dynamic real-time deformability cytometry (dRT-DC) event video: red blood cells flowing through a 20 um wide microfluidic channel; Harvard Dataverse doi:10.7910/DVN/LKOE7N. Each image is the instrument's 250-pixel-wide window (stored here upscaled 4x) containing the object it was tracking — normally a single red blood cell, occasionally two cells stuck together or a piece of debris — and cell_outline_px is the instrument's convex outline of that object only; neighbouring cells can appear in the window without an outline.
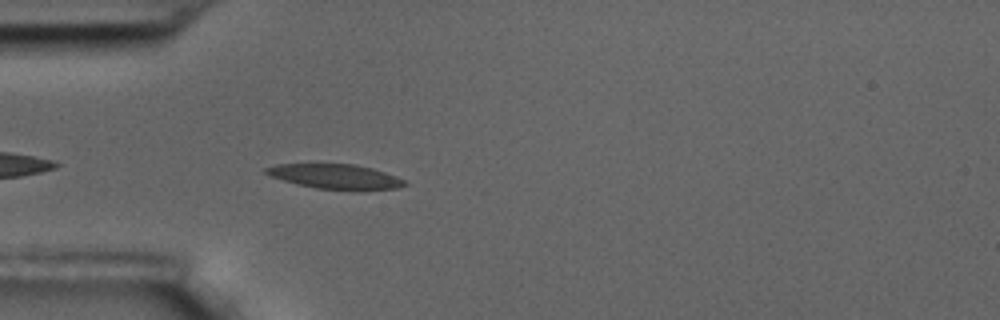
{"species": "common noctule bat (a hibernating species)", "species_latin": "Nyctalus noctula", "temperature_condition": "room temperature", "stored_images_in_passage": 42, "camera_frame_rate_fps": 3000, "um_per_image_px": 0.085, "animal": {"sex": "male", "body_mass_g": 17.5, "forearm_length_mm": 52.3}, "frame": {"image": 1, "passage_image": 3, "time_ms": 0.667, "image_size_px": [1000, 320], "cell_outline_px": [[408, 184], [396, 188], [316, 188], [268, 176], [264, 172], [264, 168], [276, 164], [356, 164], [372, 168], [396, 176], [404, 180]], "centroid_in_image_um": [28.43, 14.96], "position_along_channel_um": 56.6, "area_um2": 19.19}}
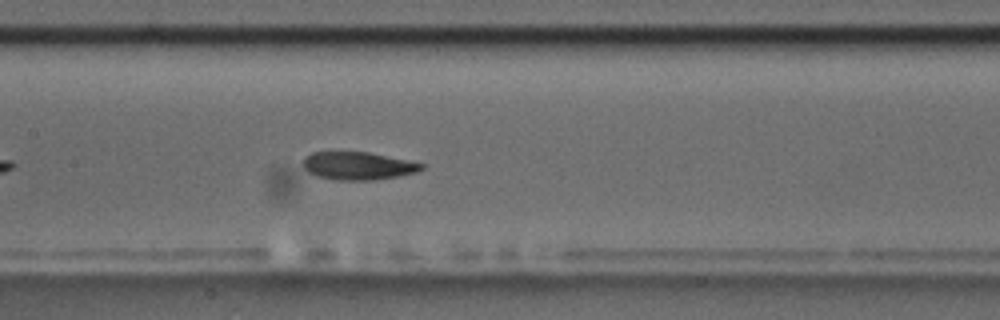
{"frame": {"image": 2, "passage_image": 14, "time_ms": 4.333, "image_size_px": [1000, 320], "cell_outline_px": [[424, 168], [416, 172], [376, 180], [332, 180], [316, 176], [308, 172], [304, 168], [304, 156], [312, 152], [368, 152], [424, 164]], "centroid_in_image_um": [30.38, 14.1], "position_along_channel_um": 177.0, "area_um2": 19.13}}
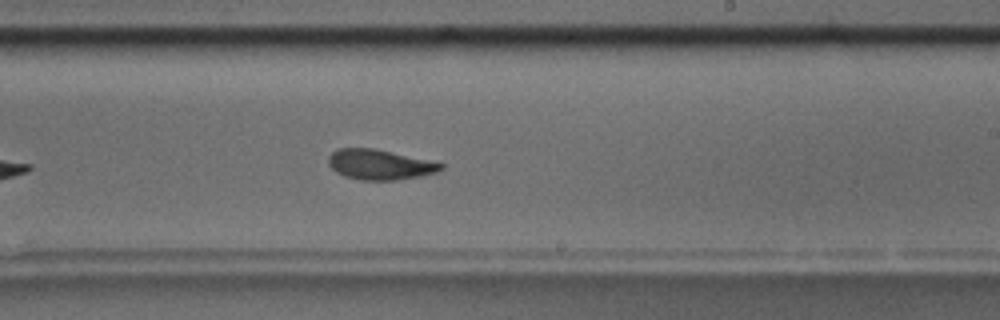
{"frame": {"image": 3, "passage_image": 21, "time_ms": 6.667, "image_size_px": [1000, 320], "cell_outline_px": [[444, 168], [436, 172], [420, 176], [396, 180], [360, 180], [344, 176], [336, 172], [328, 164], [328, 156], [336, 148], [372, 148], [444, 164]], "centroid_in_image_um": [32.22, 13.99], "position_along_channel_um": 256.8, "area_um2": 19.54}, "authors_computed_cell_mechanics": {"area_um2": 19.9988, "velocity_mm_per_s": 3.4359, "shape_relaxation_time_tau1_ms": 4.4518, "shape_relaxation_time_tau2_ms": 2.1403, "deformation_change_tau1": 0.1556, "deformation_change_tau2": 0.0901}}